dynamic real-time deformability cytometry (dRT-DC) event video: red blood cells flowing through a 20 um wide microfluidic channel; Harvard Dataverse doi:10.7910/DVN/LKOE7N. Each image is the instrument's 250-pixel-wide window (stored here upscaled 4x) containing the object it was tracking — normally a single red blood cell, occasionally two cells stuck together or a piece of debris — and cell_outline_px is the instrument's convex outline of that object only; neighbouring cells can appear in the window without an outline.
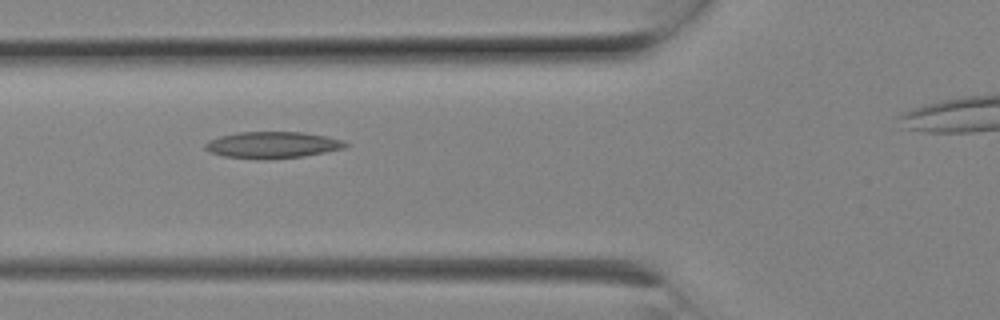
{"species": "Egyptian fruit bat (a non-hibernating species)", "species_latin": "Rousettus aegyptiacus", "temperature_condition": "room temperature", "stored_images_in_passage": 7, "camera_frame_rate_fps": 3000, "um_per_image_px": 0.085, "animal": {"sex": "female"}, "frame": {"image": 1, "passage_image": 6, "time_ms": 1.667, "image_size_px": [1000, 320], "cell_outline_px": [[348, 144], [344, 148], [304, 156], [268, 160], [256, 160], [224, 156], [208, 152], [204, 148], [204, 144], [208, 140], [220, 136], [236, 132], [304, 132], [328, 136], [340, 140]], "centroid_in_image_um": [23.09, 12.33], "position_along_channel_um": 102.7, "area_um2": 21.96}}
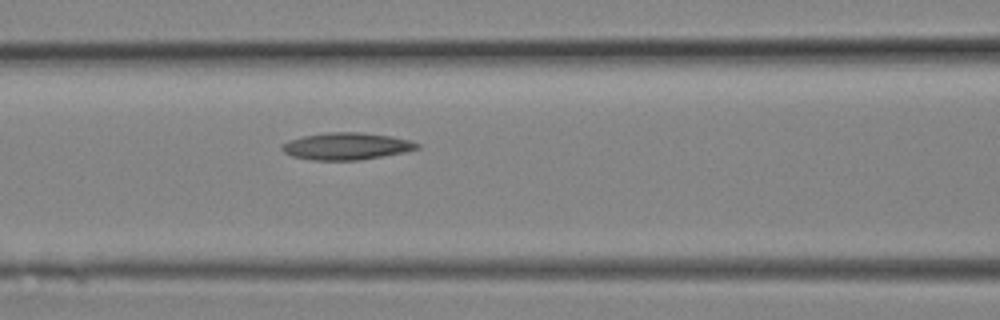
{"frame": {"image": 2, "passage_image": 7, "time_ms": 2.0, "image_size_px": [1000, 320], "cell_outline_px": [[420, 148], [404, 152], [360, 160], [312, 160], [292, 156], [284, 152], [280, 148], [280, 144], [288, 140], [304, 136], [328, 132], [360, 132], [392, 136], [412, 140], [420, 144]], "centroid_in_image_um": [29.45, 12.42], "position_along_channel_um": 137.1, "area_um2": 21.44}}